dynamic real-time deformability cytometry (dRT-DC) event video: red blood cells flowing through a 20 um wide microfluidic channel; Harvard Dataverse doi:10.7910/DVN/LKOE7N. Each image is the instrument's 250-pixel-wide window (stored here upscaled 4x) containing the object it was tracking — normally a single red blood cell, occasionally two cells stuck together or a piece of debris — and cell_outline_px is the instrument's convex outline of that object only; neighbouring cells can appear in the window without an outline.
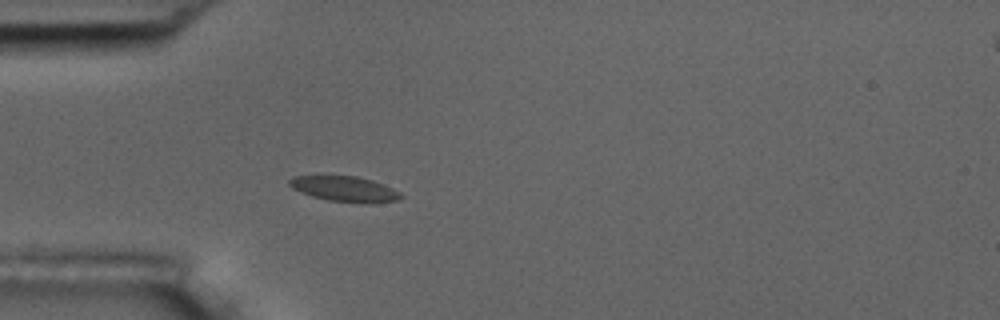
{"species": "common noctule bat (a hibernating species)", "species_latin": "Nyctalus noctula", "temperature_condition": "room temperature", "stored_images_in_passage": 40, "camera_frame_rate_fps": 3000, "um_per_image_px": 0.085, "animal": {"sex": "male", "body_mass_g": 17.5, "forearm_length_mm": 52.3}, "frame": {"image": 1, "passage_image": 1, "time_ms": 0.0, "image_size_px": [1000, 320], "cell_outline_px": [[404, 196], [400, 200], [368, 204], [328, 200], [312, 196], [292, 188], [288, 184], [288, 180], [292, 176], [356, 176], [372, 180], [384, 184], [400, 192]], "centroid_in_image_um": [29.34, 16.07], "position_along_channel_um": 55.7, "area_um2": 16.59}}
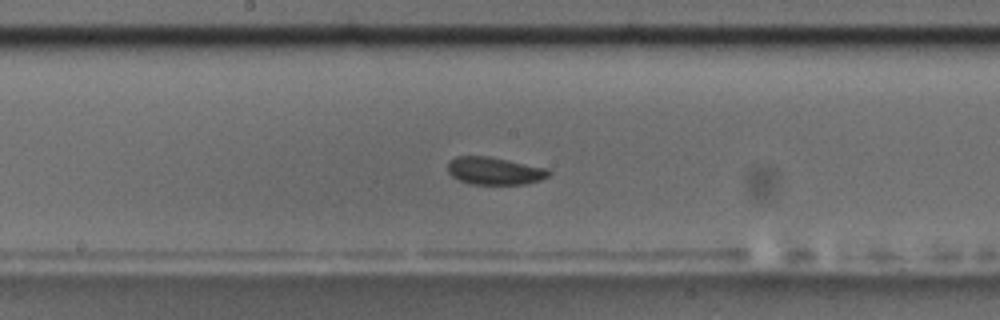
{"frame": {"image": 2, "passage_image": 14, "time_ms": 4.333, "image_size_px": [1000, 320], "cell_outline_px": [[552, 172], [548, 176], [540, 180], [528, 184], [472, 184], [460, 180], [452, 176], [448, 172], [448, 160], [456, 156], [488, 156], [548, 168]], "centroid_in_image_um": [42.04, 14.52], "position_along_channel_um": 206.2, "area_um2": 16.3}}
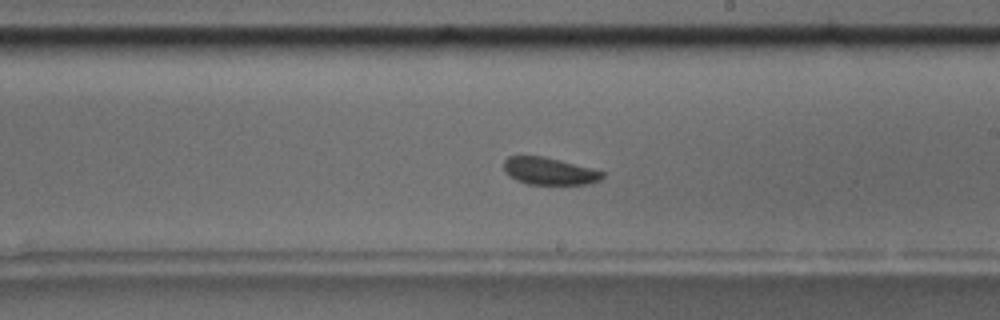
{"frame": {"image": 3, "passage_image": 17, "time_ms": 5.333, "image_size_px": [1000, 320], "cell_outline_px": [[604, 176], [600, 180], [592, 184], [528, 184], [516, 180], [504, 172], [504, 160], [508, 156], [544, 156], [560, 160], [604, 172]], "centroid_in_image_um": [46.67, 14.55], "position_along_channel_um": 242.3, "area_um2": 15.61}, "authors_computed_cell_mechanics": {"area_um2": 16.3574, "velocity_mm_per_s": 3.6213, "shape_relaxation_time_tau1_ms": 1.3288, "shape_relaxation_time_tau2_ms": 1.6239, "deformation_change_tau1": 0.0456, "deformation_change_tau2": 0.0619}}